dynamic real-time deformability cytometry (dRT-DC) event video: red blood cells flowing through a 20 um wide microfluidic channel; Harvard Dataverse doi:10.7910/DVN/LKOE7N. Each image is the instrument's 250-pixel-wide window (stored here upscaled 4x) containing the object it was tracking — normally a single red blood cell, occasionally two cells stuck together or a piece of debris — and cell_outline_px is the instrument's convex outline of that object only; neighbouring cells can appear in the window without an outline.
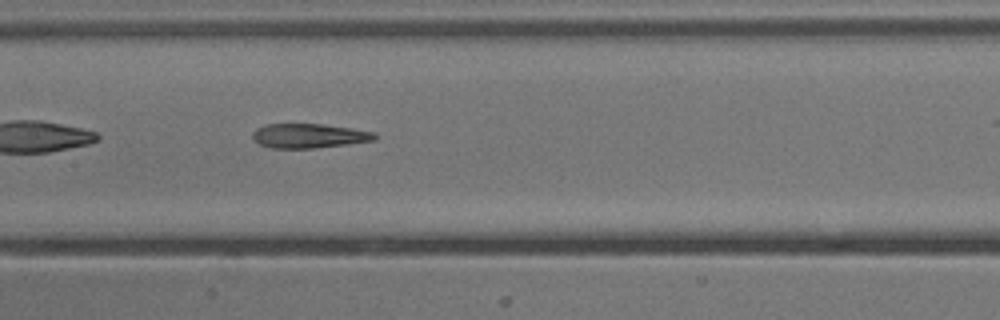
{"species": "common noctule bat (a hibernating species)", "species_latin": "Nyctalus noctula", "temperature_condition": "cold", "stored_images_in_passage": 33, "camera_frame_rate_fps": 3000, "um_per_image_px": 0.085, "animal": {"sex": "male", "body_mass_g": 13.3}, "frame": {"image": 1, "passage_image": 10, "time_ms": 3.0, "image_size_px": [1000, 320], "cell_outline_px": [[376, 140], [348, 144], [312, 148], [272, 148], [260, 144], [252, 136], [252, 132], [256, 128], [268, 124], [324, 124], [352, 128], [376, 132]], "centroid_in_image_um": [26.29, 11.54], "position_along_channel_um": 181.1, "area_um2": 17.34}, "authors_computed_cell_mechanics": {"area_um2": 18.207, "velocity_mm_per_s": 3.8391, "shape_relaxation_time_tau1_ms": null, "shape_relaxation_time_tau2_ms": 5.2609, "deformation_change_tau1": null, "deformation_change_tau2": 0.1837}}